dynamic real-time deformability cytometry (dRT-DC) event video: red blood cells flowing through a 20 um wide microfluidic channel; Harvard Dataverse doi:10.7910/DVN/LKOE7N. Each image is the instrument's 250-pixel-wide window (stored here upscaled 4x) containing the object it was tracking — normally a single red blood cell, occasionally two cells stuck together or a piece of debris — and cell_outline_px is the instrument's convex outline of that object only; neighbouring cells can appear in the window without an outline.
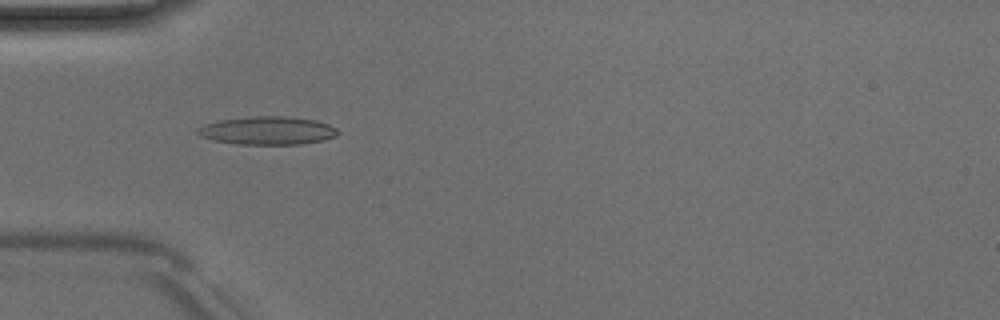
{"species": "Egyptian fruit bat (a non-hibernating species)", "species_latin": "Rousettus aegyptiacus", "temperature_condition": "room temperature", "stored_images_in_passage": 38, "camera_frame_rate_fps": 3000, "um_per_image_px": 0.085, "animal": {"sex": "male"}, "frame": {"image": 1, "passage_image": 4, "time_ms": 1.0, "image_size_px": [1000, 320], "cell_outline_px": [[340, 132], [336, 136], [320, 140], [300, 144], [236, 144], [212, 140], [200, 136], [196, 132], [196, 128], [204, 124], [220, 120], [252, 116], [288, 116], [316, 120], [328, 124], [336, 128]], "centroid_in_image_um": [22.71, 11.09], "position_along_channel_um": 62.3, "area_um2": 23.06}}
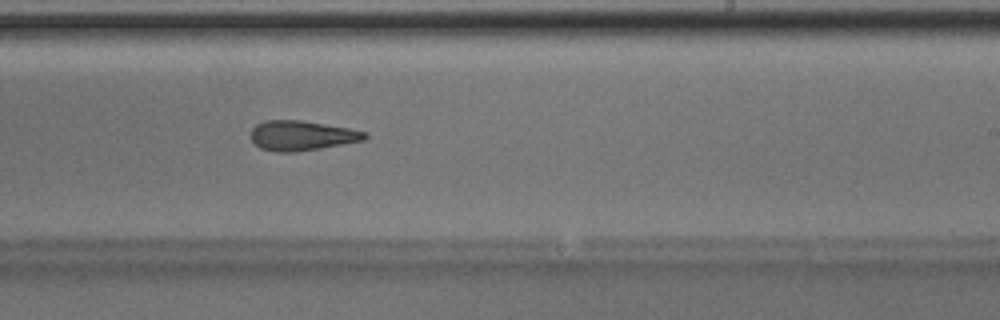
{"frame": {"image": 2, "passage_image": 19, "time_ms": 6.0, "image_size_px": [1000, 320], "cell_outline_px": [[368, 136], [364, 140], [320, 148], [292, 152], [276, 152], [260, 148], [248, 136], [252, 128], [256, 124], [264, 120], [300, 120], [348, 128], [368, 132]], "centroid_in_image_um": [25.61, 11.52], "position_along_channel_um": 263.4, "area_um2": 19.83}}
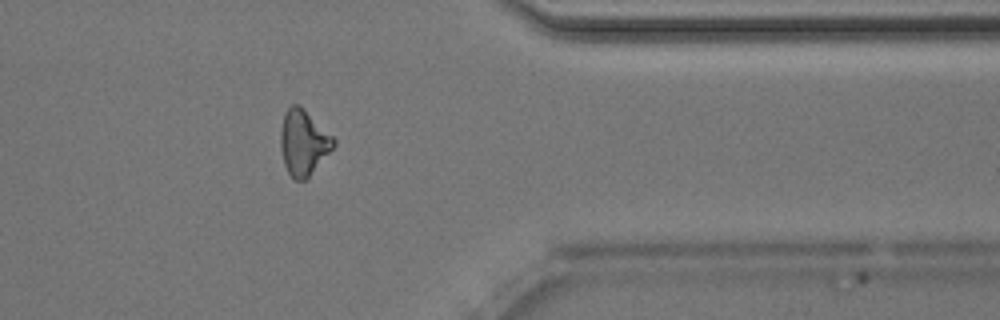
{"frame": {"image": 3, "passage_image": 29, "time_ms": 9.333, "image_size_px": [1000, 320], "cell_outline_px": [[336, 144], [308, 176], [304, 180], [292, 180], [284, 164], [280, 148], [280, 132], [284, 116], [288, 108], [292, 104], [300, 104], [336, 140]], "centroid_in_image_um": [25.77, 12.1], "position_along_channel_um": 385.6, "area_um2": 19.94}, "authors_computed_cell_mechanics": {"area_um2": 19.8543, "velocity_mm_per_s": 4.0601, "shape_relaxation_time_tau1_ms": 9.7441, "shape_relaxation_time_tau2_ms": 5.0395, "deformation_change_tau1": 0.2742, "deformation_change_tau2": 0.1873}}